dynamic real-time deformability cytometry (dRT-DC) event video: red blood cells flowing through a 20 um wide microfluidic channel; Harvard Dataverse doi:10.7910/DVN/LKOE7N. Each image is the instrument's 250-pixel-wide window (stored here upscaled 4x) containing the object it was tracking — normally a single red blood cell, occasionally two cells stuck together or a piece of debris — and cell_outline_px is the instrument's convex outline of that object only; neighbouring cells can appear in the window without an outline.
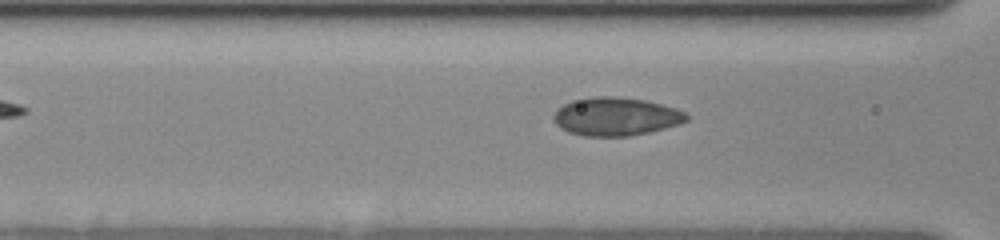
{"species": "human", "species_latin": "Homo sapiens", "temperature_condition": "cold", "stored_images_in_passage": 8, "camera_frame_rate_fps": 3000, "um_per_image_px": 0.085, "donor": {"sex": "female"}, "frame": {"image": 1, "passage_image": 3, "time_ms": 0.333, "image_size_px": [1000, 240], "cell_outline_px": [[688, 120], [680, 124], [648, 132], [628, 136], [584, 136], [568, 132], [560, 128], [556, 124], [552, 116], [564, 104], [572, 100], [596, 96], [608, 96], [644, 100], [676, 108], [684, 112], [688, 116]], "centroid_in_image_um": [52.34, 9.91], "position_along_channel_um": 114.3, "area_um2": 29.42}}